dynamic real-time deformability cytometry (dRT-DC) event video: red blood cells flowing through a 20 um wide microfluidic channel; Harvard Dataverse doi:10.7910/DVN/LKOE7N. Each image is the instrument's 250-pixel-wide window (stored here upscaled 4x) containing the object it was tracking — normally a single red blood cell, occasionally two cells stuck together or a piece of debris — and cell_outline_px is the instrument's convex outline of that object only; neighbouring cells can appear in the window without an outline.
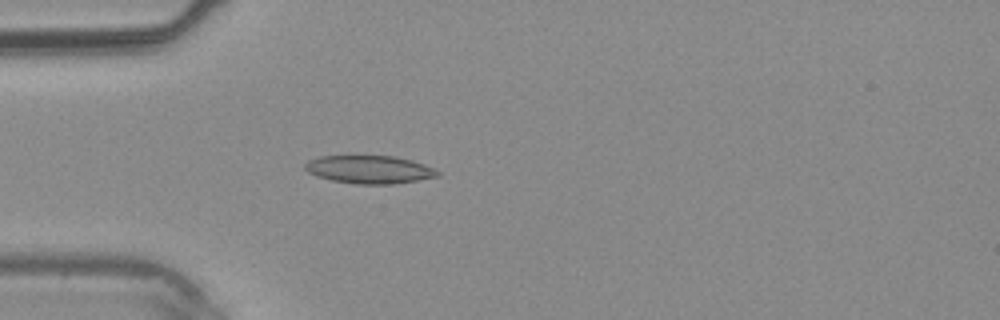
{"species": "common noctule bat (a hibernating species)", "species_latin": "Nyctalus noctula", "temperature_condition": "warm", "stored_images_in_passage": 38, "camera_frame_rate_fps": 3000, "um_per_image_px": 0.085, "animal": {"sex": "male", "body_mass_g": 20.4}, "frame": {"image": 1, "passage_image": 11, "time_ms": 3.333, "image_size_px": [1000, 320], "cell_outline_px": [[440, 176], [392, 184], [356, 184], [332, 180], [316, 176], [308, 172], [304, 168], [304, 164], [308, 160], [320, 156], [392, 156], [412, 160], [424, 164], [440, 172]], "centroid_in_image_um": [31.38, 14.4], "position_along_channel_um": 53.6, "area_um2": 21.56}}
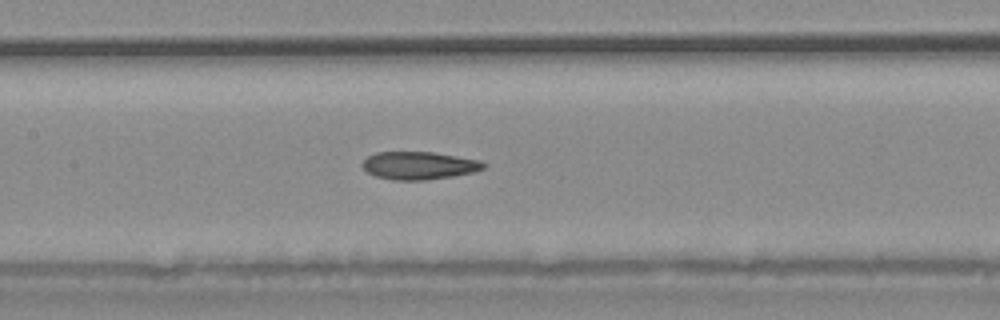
{"frame": {"image": 2, "passage_image": 18, "time_ms": 5.667, "image_size_px": [1000, 320], "cell_outline_px": [[488, 164], [484, 168], [472, 172], [452, 176], [428, 180], [392, 180], [376, 176], [368, 172], [360, 164], [368, 156], [376, 152], [432, 152], [480, 160]], "centroid_in_image_um": [35.61, 14.07], "position_along_channel_um": 171.8, "area_um2": 19.59}}
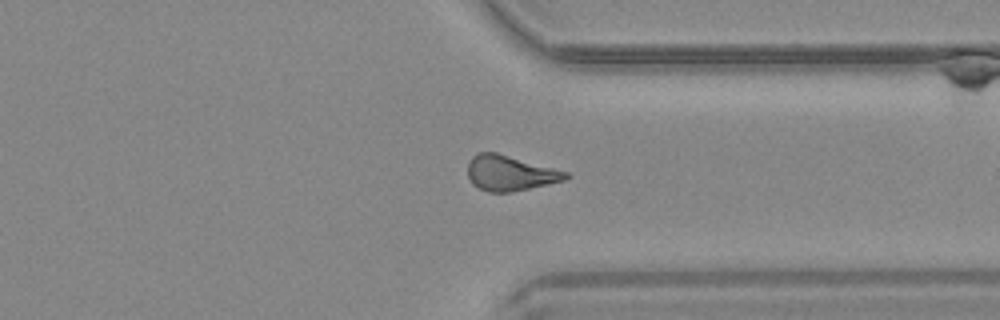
{"frame": {"image": 3, "passage_image": 29, "time_ms": 9.333, "image_size_px": [1000, 320], "cell_outline_px": [[572, 176], [564, 180], [548, 184], [512, 192], [488, 192], [472, 184], [468, 176], [468, 164], [472, 156], [476, 152], [496, 152], [568, 172]], "centroid_in_image_um": [43.34, 14.71], "position_along_channel_um": 368.1, "area_um2": 20.11}}